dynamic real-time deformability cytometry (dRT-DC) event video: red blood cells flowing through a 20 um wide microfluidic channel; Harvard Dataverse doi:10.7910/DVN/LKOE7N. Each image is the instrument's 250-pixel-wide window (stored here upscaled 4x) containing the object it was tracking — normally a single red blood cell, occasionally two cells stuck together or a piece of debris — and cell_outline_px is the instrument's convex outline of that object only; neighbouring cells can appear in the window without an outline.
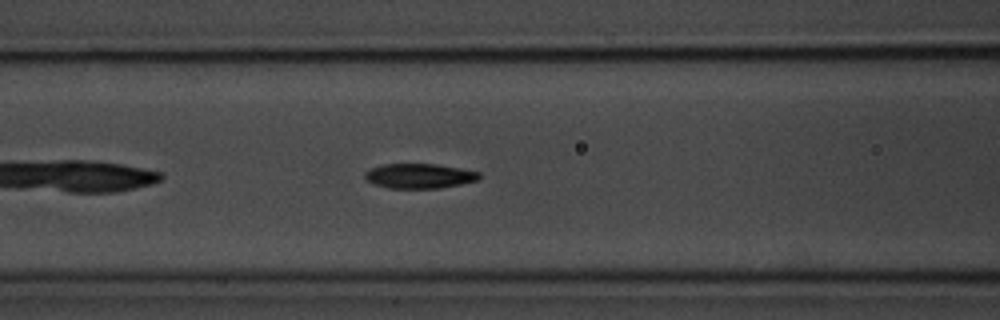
{"species": "common noctule bat (a hibernating species)", "species_latin": "Nyctalus noctula", "temperature_condition": "room temperature", "stored_images_in_passage": 25, "camera_frame_rate_fps": 3000, "um_per_image_px": 0.085, "animal": {"sex": "male", "body_mass_g": 20.1, "forearm_length_mm": 53.5}, "frame": {"image": 1, "passage_image": 8, "time_ms": 2.333, "image_size_px": [1000, 320], "cell_outline_px": [[480, 180], [440, 188], [388, 188], [372, 184], [364, 180], [364, 172], [372, 168], [384, 164], [436, 164], [460, 168], [480, 172]], "centroid_in_image_um": [35.62, 14.96], "position_along_channel_um": 131.0, "area_um2": 16.65}}
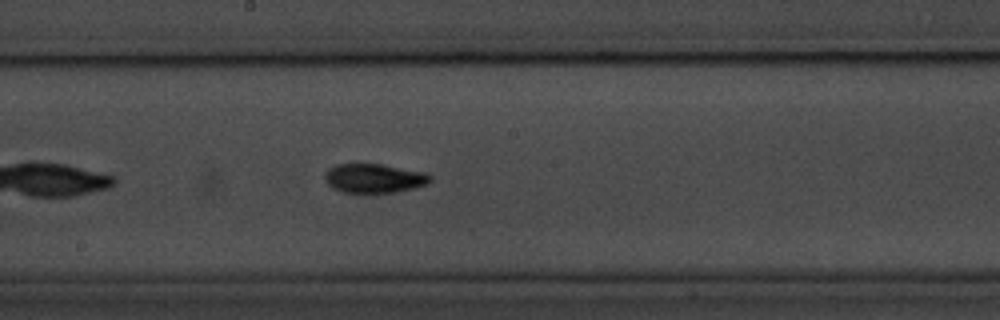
{"frame": {"image": 2, "passage_image": 15, "time_ms": 4.667, "image_size_px": [1000, 320], "cell_outline_px": [[432, 180], [428, 184], [416, 188], [392, 192], [344, 192], [332, 188], [328, 184], [324, 176], [328, 168], [336, 164], [384, 164], [424, 172], [432, 176]], "centroid_in_image_um": [31.83, 15.14], "position_along_channel_um": 216.4, "area_um2": 17.92}}